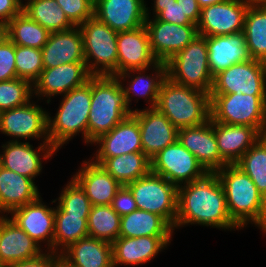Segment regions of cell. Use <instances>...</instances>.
I'll return each mask as SVG.
<instances>
[{"mask_svg": "<svg viewBox=\"0 0 266 267\" xmlns=\"http://www.w3.org/2000/svg\"><path fill=\"white\" fill-rule=\"evenodd\" d=\"M140 128L143 153L151 159L178 139V129L156 108L133 109Z\"/></svg>", "mask_w": 266, "mask_h": 267, "instance_id": "cell-18", "label": "cell"}, {"mask_svg": "<svg viewBox=\"0 0 266 267\" xmlns=\"http://www.w3.org/2000/svg\"><path fill=\"white\" fill-rule=\"evenodd\" d=\"M132 111L126 106L124 91L115 76L91 77V107L88 116V144L110 132Z\"/></svg>", "mask_w": 266, "mask_h": 267, "instance_id": "cell-3", "label": "cell"}, {"mask_svg": "<svg viewBox=\"0 0 266 267\" xmlns=\"http://www.w3.org/2000/svg\"><path fill=\"white\" fill-rule=\"evenodd\" d=\"M205 38L208 47L209 69L213 77L233 64L252 59L243 32Z\"/></svg>", "mask_w": 266, "mask_h": 267, "instance_id": "cell-28", "label": "cell"}, {"mask_svg": "<svg viewBox=\"0 0 266 267\" xmlns=\"http://www.w3.org/2000/svg\"><path fill=\"white\" fill-rule=\"evenodd\" d=\"M121 216L111 205H92L88 219V236L113 243L119 237Z\"/></svg>", "mask_w": 266, "mask_h": 267, "instance_id": "cell-38", "label": "cell"}, {"mask_svg": "<svg viewBox=\"0 0 266 267\" xmlns=\"http://www.w3.org/2000/svg\"><path fill=\"white\" fill-rule=\"evenodd\" d=\"M209 95L211 121L250 126L262 136L266 135V95Z\"/></svg>", "mask_w": 266, "mask_h": 267, "instance_id": "cell-6", "label": "cell"}, {"mask_svg": "<svg viewBox=\"0 0 266 267\" xmlns=\"http://www.w3.org/2000/svg\"><path fill=\"white\" fill-rule=\"evenodd\" d=\"M83 40L84 57L93 76H117V35L95 16L79 25Z\"/></svg>", "mask_w": 266, "mask_h": 267, "instance_id": "cell-7", "label": "cell"}, {"mask_svg": "<svg viewBox=\"0 0 266 267\" xmlns=\"http://www.w3.org/2000/svg\"><path fill=\"white\" fill-rule=\"evenodd\" d=\"M216 175L226 197L231 219L242 229L254 224L266 233V199L252 179L236 164H227Z\"/></svg>", "mask_w": 266, "mask_h": 267, "instance_id": "cell-2", "label": "cell"}, {"mask_svg": "<svg viewBox=\"0 0 266 267\" xmlns=\"http://www.w3.org/2000/svg\"><path fill=\"white\" fill-rule=\"evenodd\" d=\"M33 84L25 79L0 82V112L21 107L32 100Z\"/></svg>", "mask_w": 266, "mask_h": 267, "instance_id": "cell-40", "label": "cell"}, {"mask_svg": "<svg viewBox=\"0 0 266 267\" xmlns=\"http://www.w3.org/2000/svg\"><path fill=\"white\" fill-rule=\"evenodd\" d=\"M85 191L92 205H111L121 184L101 165L91 159L83 161L72 177Z\"/></svg>", "mask_w": 266, "mask_h": 267, "instance_id": "cell-27", "label": "cell"}, {"mask_svg": "<svg viewBox=\"0 0 266 267\" xmlns=\"http://www.w3.org/2000/svg\"><path fill=\"white\" fill-rule=\"evenodd\" d=\"M111 206L119 216L129 214L138 209L132 193L126 186H121L116 192Z\"/></svg>", "mask_w": 266, "mask_h": 267, "instance_id": "cell-46", "label": "cell"}, {"mask_svg": "<svg viewBox=\"0 0 266 267\" xmlns=\"http://www.w3.org/2000/svg\"><path fill=\"white\" fill-rule=\"evenodd\" d=\"M7 38L18 46L42 49L50 32L23 11L7 24Z\"/></svg>", "mask_w": 266, "mask_h": 267, "instance_id": "cell-37", "label": "cell"}, {"mask_svg": "<svg viewBox=\"0 0 266 267\" xmlns=\"http://www.w3.org/2000/svg\"><path fill=\"white\" fill-rule=\"evenodd\" d=\"M166 75L176 84L210 94L213 79L206 38L197 35L185 48L166 62Z\"/></svg>", "mask_w": 266, "mask_h": 267, "instance_id": "cell-8", "label": "cell"}, {"mask_svg": "<svg viewBox=\"0 0 266 267\" xmlns=\"http://www.w3.org/2000/svg\"><path fill=\"white\" fill-rule=\"evenodd\" d=\"M21 229L10 216H0V264H10L35 257L44 249Z\"/></svg>", "mask_w": 266, "mask_h": 267, "instance_id": "cell-25", "label": "cell"}, {"mask_svg": "<svg viewBox=\"0 0 266 267\" xmlns=\"http://www.w3.org/2000/svg\"><path fill=\"white\" fill-rule=\"evenodd\" d=\"M23 12L49 32L64 31L75 26L56 0H25Z\"/></svg>", "mask_w": 266, "mask_h": 267, "instance_id": "cell-34", "label": "cell"}, {"mask_svg": "<svg viewBox=\"0 0 266 267\" xmlns=\"http://www.w3.org/2000/svg\"><path fill=\"white\" fill-rule=\"evenodd\" d=\"M149 70H152L154 73L151 71V75L146 74V71ZM116 77L122 85L125 104L131 111H133L130 108L133 97L136 98V102H138V98L143 97L146 103L148 102V108H155L160 85L167 77L166 63L157 62L151 67L144 69H132L118 74ZM129 78L131 79L129 80ZM124 81L127 85L124 84Z\"/></svg>", "mask_w": 266, "mask_h": 267, "instance_id": "cell-21", "label": "cell"}, {"mask_svg": "<svg viewBox=\"0 0 266 267\" xmlns=\"http://www.w3.org/2000/svg\"><path fill=\"white\" fill-rule=\"evenodd\" d=\"M155 108L177 129L198 126L210 119V95L166 77L160 85Z\"/></svg>", "mask_w": 266, "mask_h": 267, "instance_id": "cell-4", "label": "cell"}, {"mask_svg": "<svg viewBox=\"0 0 266 267\" xmlns=\"http://www.w3.org/2000/svg\"><path fill=\"white\" fill-rule=\"evenodd\" d=\"M44 251L35 257L18 261L7 267H53L61 254L49 250Z\"/></svg>", "mask_w": 266, "mask_h": 267, "instance_id": "cell-47", "label": "cell"}, {"mask_svg": "<svg viewBox=\"0 0 266 267\" xmlns=\"http://www.w3.org/2000/svg\"><path fill=\"white\" fill-rule=\"evenodd\" d=\"M1 147L0 166L33 181L43 170L42 161L58 152L50 143H40L34 149L30 142L8 140Z\"/></svg>", "mask_w": 266, "mask_h": 267, "instance_id": "cell-16", "label": "cell"}, {"mask_svg": "<svg viewBox=\"0 0 266 267\" xmlns=\"http://www.w3.org/2000/svg\"><path fill=\"white\" fill-rule=\"evenodd\" d=\"M117 75L132 69H144L158 61L150 49L145 25L130 31H120L117 35Z\"/></svg>", "mask_w": 266, "mask_h": 267, "instance_id": "cell-23", "label": "cell"}, {"mask_svg": "<svg viewBox=\"0 0 266 267\" xmlns=\"http://www.w3.org/2000/svg\"><path fill=\"white\" fill-rule=\"evenodd\" d=\"M15 66L17 77L33 84L44 69L42 50L15 45Z\"/></svg>", "mask_w": 266, "mask_h": 267, "instance_id": "cell-42", "label": "cell"}, {"mask_svg": "<svg viewBox=\"0 0 266 267\" xmlns=\"http://www.w3.org/2000/svg\"><path fill=\"white\" fill-rule=\"evenodd\" d=\"M16 78L15 44L6 38L0 44V82Z\"/></svg>", "mask_w": 266, "mask_h": 267, "instance_id": "cell-45", "label": "cell"}, {"mask_svg": "<svg viewBox=\"0 0 266 267\" xmlns=\"http://www.w3.org/2000/svg\"><path fill=\"white\" fill-rule=\"evenodd\" d=\"M75 267H113L112 244L87 236L61 253Z\"/></svg>", "mask_w": 266, "mask_h": 267, "instance_id": "cell-31", "label": "cell"}, {"mask_svg": "<svg viewBox=\"0 0 266 267\" xmlns=\"http://www.w3.org/2000/svg\"><path fill=\"white\" fill-rule=\"evenodd\" d=\"M9 216L41 247L53 251L55 207H49L41 195L33 202L14 209Z\"/></svg>", "mask_w": 266, "mask_h": 267, "instance_id": "cell-17", "label": "cell"}, {"mask_svg": "<svg viewBox=\"0 0 266 267\" xmlns=\"http://www.w3.org/2000/svg\"><path fill=\"white\" fill-rule=\"evenodd\" d=\"M243 33L251 58L266 62V6L249 5Z\"/></svg>", "mask_w": 266, "mask_h": 267, "instance_id": "cell-36", "label": "cell"}, {"mask_svg": "<svg viewBox=\"0 0 266 267\" xmlns=\"http://www.w3.org/2000/svg\"><path fill=\"white\" fill-rule=\"evenodd\" d=\"M93 75L85 62L61 64L55 68H44L39 78L33 83V96L41 100L65 95L69 91L84 85ZM45 97V98H44Z\"/></svg>", "mask_w": 266, "mask_h": 267, "instance_id": "cell-15", "label": "cell"}, {"mask_svg": "<svg viewBox=\"0 0 266 267\" xmlns=\"http://www.w3.org/2000/svg\"><path fill=\"white\" fill-rule=\"evenodd\" d=\"M266 95V62L251 59L214 76L210 94Z\"/></svg>", "mask_w": 266, "mask_h": 267, "instance_id": "cell-11", "label": "cell"}, {"mask_svg": "<svg viewBox=\"0 0 266 267\" xmlns=\"http://www.w3.org/2000/svg\"><path fill=\"white\" fill-rule=\"evenodd\" d=\"M44 68H55L61 64L85 62L83 40L79 26L50 32L42 47Z\"/></svg>", "mask_w": 266, "mask_h": 267, "instance_id": "cell-26", "label": "cell"}, {"mask_svg": "<svg viewBox=\"0 0 266 267\" xmlns=\"http://www.w3.org/2000/svg\"><path fill=\"white\" fill-rule=\"evenodd\" d=\"M34 100L21 107L0 112V132L11 141L40 140L50 143L48 137V112ZM14 137V138H13Z\"/></svg>", "mask_w": 266, "mask_h": 267, "instance_id": "cell-12", "label": "cell"}, {"mask_svg": "<svg viewBox=\"0 0 266 267\" xmlns=\"http://www.w3.org/2000/svg\"><path fill=\"white\" fill-rule=\"evenodd\" d=\"M55 116L48 113V137L58 151L73 137L82 134L88 145V116L91 107V78L84 85L62 95ZM60 148V149H59Z\"/></svg>", "mask_w": 266, "mask_h": 267, "instance_id": "cell-5", "label": "cell"}, {"mask_svg": "<svg viewBox=\"0 0 266 267\" xmlns=\"http://www.w3.org/2000/svg\"><path fill=\"white\" fill-rule=\"evenodd\" d=\"M94 16L117 32L134 30L146 22V1L94 0Z\"/></svg>", "mask_w": 266, "mask_h": 267, "instance_id": "cell-22", "label": "cell"}, {"mask_svg": "<svg viewBox=\"0 0 266 267\" xmlns=\"http://www.w3.org/2000/svg\"><path fill=\"white\" fill-rule=\"evenodd\" d=\"M249 5L247 0H226L201 8L198 35L208 37L243 32Z\"/></svg>", "mask_w": 266, "mask_h": 267, "instance_id": "cell-14", "label": "cell"}, {"mask_svg": "<svg viewBox=\"0 0 266 267\" xmlns=\"http://www.w3.org/2000/svg\"><path fill=\"white\" fill-rule=\"evenodd\" d=\"M171 238L172 236L118 237L112 243L113 267L146 264L170 246Z\"/></svg>", "mask_w": 266, "mask_h": 267, "instance_id": "cell-20", "label": "cell"}, {"mask_svg": "<svg viewBox=\"0 0 266 267\" xmlns=\"http://www.w3.org/2000/svg\"><path fill=\"white\" fill-rule=\"evenodd\" d=\"M137 118L131 113L110 132L102 134L92 144L99 147L93 158H110L131 152H143Z\"/></svg>", "mask_w": 266, "mask_h": 267, "instance_id": "cell-24", "label": "cell"}, {"mask_svg": "<svg viewBox=\"0 0 266 267\" xmlns=\"http://www.w3.org/2000/svg\"><path fill=\"white\" fill-rule=\"evenodd\" d=\"M180 144L191 152L209 173H215L227 163L221 158L214 132V121L178 129Z\"/></svg>", "mask_w": 266, "mask_h": 267, "instance_id": "cell-19", "label": "cell"}, {"mask_svg": "<svg viewBox=\"0 0 266 267\" xmlns=\"http://www.w3.org/2000/svg\"><path fill=\"white\" fill-rule=\"evenodd\" d=\"M101 165L122 186L151 172V160L143 152H131L110 158H90Z\"/></svg>", "mask_w": 266, "mask_h": 267, "instance_id": "cell-32", "label": "cell"}, {"mask_svg": "<svg viewBox=\"0 0 266 267\" xmlns=\"http://www.w3.org/2000/svg\"><path fill=\"white\" fill-rule=\"evenodd\" d=\"M146 4L145 27L150 49L158 62L166 63L185 48L197 35V25H177L152 17ZM150 12V13H149Z\"/></svg>", "mask_w": 266, "mask_h": 267, "instance_id": "cell-13", "label": "cell"}, {"mask_svg": "<svg viewBox=\"0 0 266 267\" xmlns=\"http://www.w3.org/2000/svg\"><path fill=\"white\" fill-rule=\"evenodd\" d=\"M23 0H0V22L7 24L23 11Z\"/></svg>", "mask_w": 266, "mask_h": 267, "instance_id": "cell-48", "label": "cell"}, {"mask_svg": "<svg viewBox=\"0 0 266 267\" xmlns=\"http://www.w3.org/2000/svg\"><path fill=\"white\" fill-rule=\"evenodd\" d=\"M250 5L266 6V0H247Z\"/></svg>", "mask_w": 266, "mask_h": 267, "instance_id": "cell-53", "label": "cell"}, {"mask_svg": "<svg viewBox=\"0 0 266 267\" xmlns=\"http://www.w3.org/2000/svg\"><path fill=\"white\" fill-rule=\"evenodd\" d=\"M198 224L221 230L241 228L231 219L226 197L216 173L178 186L177 217L173 230Z\"/></svg>", "mask_w": 266, "mask_h": 267, "instance_id": "cell-1", "label": "cell"}, {"mask_svg": "<svg viewBox=\"0 0 266 267\" xmlns=\"http://www.w3.org/2000/svg\"><path fill=\"white\" fill-rule=\"evenodd\" d=\"M153 17L160 21H165L177 25H195L183 13L180 3L172 2L169 5H153Z\"/></svg>", "mask_w": 266, "mask_h": 267, "instance_id": "cell-44", "label": "cell"}, {"mask_svg": "<svg viewBox=\"0 0 266 267\" xmlns=\"http://www.w3.org/2000/svg\"><path fill=\"white\" fill-rule=\"evenodd\" d=\"M53 267H75L71 263H69L65 258L61 255L56 259V262Z\"/></svg>", "mask_w": 266, "mask_h": 267, "instance_id": "cell-50", "label": "cell"}, {"mask_svg": "<svg viewBox=\"0 0 266 267\" xmlns=\"http://www.w3.org/2000/svg\"><path fill=\"white\" fill-rule=\"evenodd\" d=\"M236 165L252 179L266 199V135L261 136Z\"/></svg>", "mask_w": 266, "mask_h": 267, "instance_id": "cell-39", "label": "cell"}, {"mask_svg": "<svg viewBox=\"0 0 266 267\" xmlns=\"http://www.w3.org/2000/svg\"><path fill=\"white\" fill-rule=\"evenodd\" d=\"M175 1L176 0H154V3L152 5H169Z\"/></svg>", "mask_w": 266, "mask_h": 267, "instance_id": "cell-54", "label": "cell"}, {"mask_svg": "<svg viewBox=\"0 0 266 267\" xmlns=\"http://www.w3.org/2000/svg\"><path fill=\"white\" fill-rule=\"evenodd\" d=\"M173 228L159 215L136 209L121 216L119 237L173 236Z\"/></svg>", "mask_w": 266, "mask_h": 267, "instance_id": "cell-33", "label": "cell"}, {"mask_svg": "<svg viewBox=\"0 0 266 267\" xmlns=\"http://www.w3.org/2000/svg\"><path fill=\"white\" fill-rule=\"evenodd\" d=\"M151 172L164 177L177 187L204 178L209 172L177 140L151 159Z\"/></svg>", "mask_w": 266, "mask_h": 267, "instance_id": "cell-10", "label": "cell"}, {"mask_svg": "<svg viewBox=\"0 0 266 267\" xmlns=\"http://www.w3.org/2000/svg\"><path fill=\"white\" fill-rule=\"evenodd\" d=\"M7 38V25L0 22V44Z\"/></svg>", "mask_w": 266, "mask_h": 267, "instance_id": "cell-52", "label": "cell"}, {"mask_svg": "<svg viewBox=\"0 0 266 267\" xmlns=\"http://www.w3.org/2000/svg\"><path fill=\"white\" fill-rule=\"evenodd\" d=\"M51 203H56L68 215L75 216H89L92 207L85 191L73 178L64 185L58 199Z\"/></svg>", "mask_w": 266, "mask_h": 267, "instance_id": "cell-41", "label": "cell"}, {"mask_svg": "<svg viewBox=\"0 0 266 267\" xmlns=\"http://www.w3.org/2000/svg\"><path fill=\"white\" fill-rule=\"evenodd\" d=\"M180 3L183 13L188 17V19L195 25L198 24L200 19L201 7L197 0H176Z\"/></svg>", "mask_w": 266, "mask_h": 267, "instance_id": "cell-49", "label": "cell"}, {"mask_svg": "<svg viewBox=\"0 0 266 267\" xmlns=\"http://www.w3.org/2000/svg\"><path fill=\"white\" fill-rule=\"evenodd\" d=\"M40 194L32 179L0 166V216L35 201Z\"/></svg>", "mask_w": 266, "mask_h": 267, "instance_id": "cell-30", "label": "cell"}, {"mask_svg": "<svg viewBox=\"0 0 266 267\" xmlns=\"http://www.w3.org/2000/svg\"><path fill=\"white\" fill-rule=\"evenodd\" d=\"M214 132L221 158L236 164L261 134L253 127L214 122Z\"/></svg>", "mask_w": 266, "mask_h": 267, "instance_id": "cell-29", "label": "cell"}, {"mask_svg": "<svg viewBox=\"0 0 266 267\" xmlns=\"http://www.w3.org/2000/svg\"><path fill=\"white\" fill-rule=\"evenodd\" d=\"M223 1H226V0H197L201 8L212 5V4L220 3Z\"/></svg>", "mask_w": 266, "mask_h": 267, "instance_id": "cell-51", "label": "cell"}, {"mask_svg": "<svg viewBox=\"0 0 266 267\" xmlns=\"http://www.w3.org/2000/svg\"><path fill=\"white\" fill-rule=\"evenodd\" d=\"M68 19L79 26L94 16V0H56Z\"/></svg>", "mask_w": 266, "mask_h": 267, "instance_id": "cell-43", "label": "cell"}, {"mask_svg": "<svg viewBox=\"0 0 266 267\" xmlns=\"http://www.w3.org/2000/svg\"><path fill=\"white\" fill-rule=\"evenodd\" d=\"M88 216L68 215L55 207L53 252L61 253L70 244L88 236Z\"/></svg>", "mask_w": 266, "mask_h": 267, "instance_id": "cell-35", "label": "cell"}, {"mask_svg": "<svg viewBox=\"0 0 266 267\" xmlns=\"http://www.w3.org/2000/svg\"><path fill=\"white\" fill-rule=\"evenodd\" d=\"M137 208L161 216L172 228L177 217L178 187L150 172L126 185Z\"/></svg>", "mask_w": 266, "mask_h": 267, "instance_id": "cell-9", "label": "cell"}]
</instances>
